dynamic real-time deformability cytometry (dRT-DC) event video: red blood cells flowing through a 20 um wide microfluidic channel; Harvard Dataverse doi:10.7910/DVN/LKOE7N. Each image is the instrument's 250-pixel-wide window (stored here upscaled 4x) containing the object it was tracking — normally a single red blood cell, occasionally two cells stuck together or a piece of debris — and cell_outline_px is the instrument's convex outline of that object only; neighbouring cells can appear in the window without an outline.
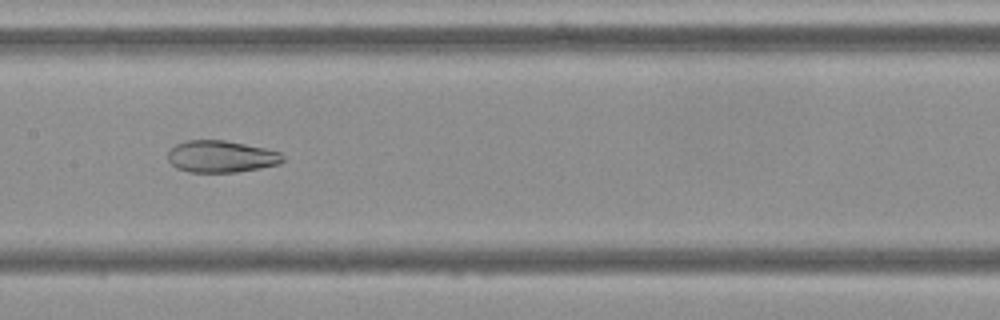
{"species": "Egyptian fruit bat (a non-hibernating species)", "species_latin": "Rousettus aegyptiacus", "temperature_condition": "cold", "stored_images_in_passage": 45, "camera_frame_rate_fps": 3000, "um_per_image_px": 0.085, "frame": {"image": 1, "passage_image": 17, "time_ms": 5.333, "image_size_px": [1000, 320], "cell_outline_px": [[284, 160], [280, 164], [260, 168], [236, 172], [188, 172], [176, 168], [168, 160], [168, 152], [176, 144], [188, 140], [224, 140], [264, 148], [280, 152], [284, 156]], "centroid_in_image_um": [18.8, 13.31], "position_along_channel_um": 188.6, "area_um2": 21.33}}
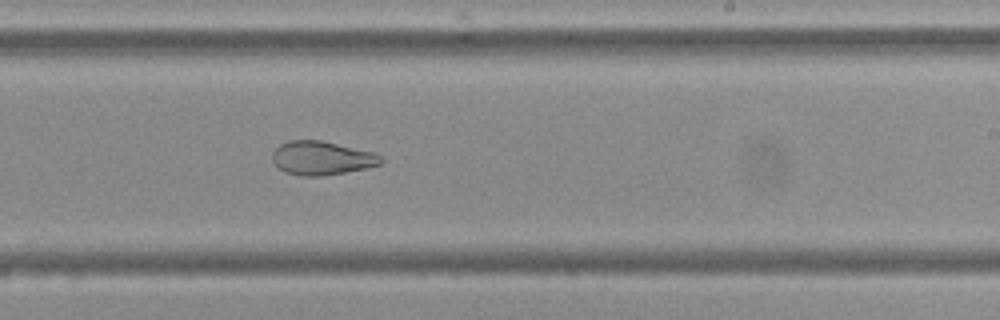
{"frame": {"image": 2, "passage_image": 23, "time_ms": 7.333, "image_size_px": [1000, 320], "cell_outline_px": [[384, 160], [380, 164], [364, 168], [344, 172], [320, 176], [300, 176], [284, 172], [272, 160], [272, 152], [280, 144], [288, 140], [320, 140], [376, 152]], "centroid_in_image_um": [27.34, 13.42], "position_along_channel_um": 261.7, "area_um2": 21.33}}
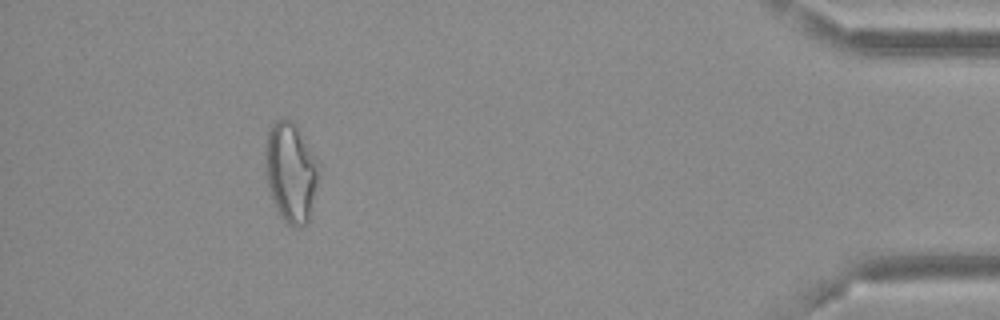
{"frame": {"image": 3, "passage_image": 40, "time_ms": 13.0, "image_size_px": [1000, 320], "cell_outline_px": [[320, 172], [308, 224], [300, 228], [292, 228], [280, 216], [272, 200], [268, 184], [264, 160], [264, 140], [272, 124], [276, 120], [292, 120], [296, 124], [320, 160]], "centroid_in_image_um": [24.74, 14.63], "position_along_channel_um": 410.5, "area_um2": 32.02}, "authors_computed_cell_mechanics": {"area_um2": 26.5302, "velocity_mm_per_s": 3.6651, "shape_relaxation_time_tau1_ms": null, "shape_relaxation_time_tau2_ms": 1.9523, "deformation_change_tau1": null, "deformation_change_tau2": 0.0645}}